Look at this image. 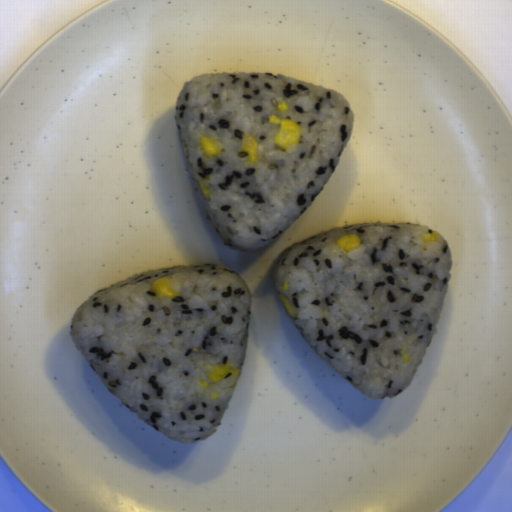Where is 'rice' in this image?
Segmentation results:
<instances>
[{
  "label": "rice",
  "mask_w": 512,
  "mask_h": 512,
  "mask_svg": "<svg viewBox=\"0 0 512 512\" xmlns=\"http://www.w3.org/2000/svg\"><path fill=\"white\" fill-rule=\"evenodd\" d=\"M172 277L178 297L157 298ZM253 295L230 267L183 264L125 278L91 295L69 334L103 385L139 419L174 441L212 436L234 396L247 351ZM231 362L239 377L212 382Z\"/></svg>",
  "instance_id": "rice-1"
},
{
  "label": "rice",
  "mask_w": 512,
  "mask_h": 512,
  "mask_svg": "<svg viewBox=\"0 0 512 512\" xmlns=\"http://www.w3.org/2000/svg\"><path fill=\"white\" fill-rule=\"evenodd\" d=\"M276 115L301 128L288 150L274 145ZM175 129L200 206L231 249L273 244L331 178L355 126L340 92L270 71L203 73L184 82L174 105ZM245 134L258 144L254 163L241 151ZM221 149L206 157L200 137ZM203 178L211 198L199 187Z\"/></svg>",
  "instance_id": "rice-3"
},
{
  "label": "rice",
  "mask_w": 512,
  "mask_h": 512,
  "mask_svg": "<svg viewBox=\"0 0 512 512\" xmlns=\"http://www.w3.org/2000/svg\"><path fill=\"white\" fill-rule=\"evenodd\" d=\"M410 223L332 228L286 247L274 269L278 296L302 340L339 376L375 399L399 395L435 336L453 256L439 233ZM438 233V232H437ZM355 234L351 251L336 240Z\"/></svg>",
  "instance_id": "rice-2"
}]
</instances>
